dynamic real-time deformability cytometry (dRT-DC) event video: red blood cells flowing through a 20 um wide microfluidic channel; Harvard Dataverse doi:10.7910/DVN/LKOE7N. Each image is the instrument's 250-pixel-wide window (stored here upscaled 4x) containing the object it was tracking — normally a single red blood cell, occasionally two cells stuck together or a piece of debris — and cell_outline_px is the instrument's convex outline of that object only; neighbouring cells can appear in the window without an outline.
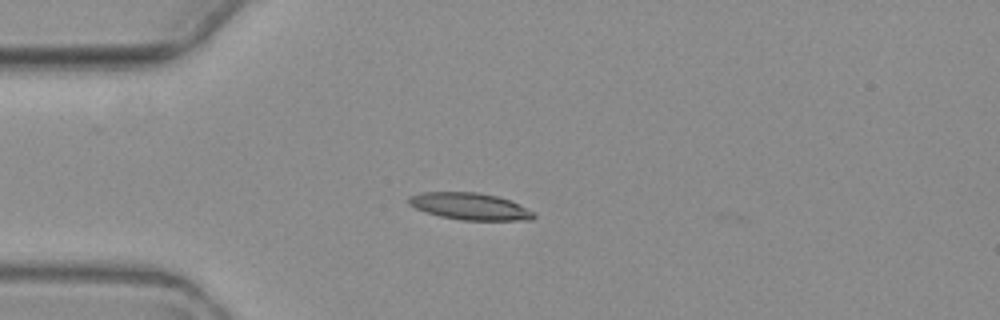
{"species": "common noctule bat (a hibernating species)", "species_latin": "Nyctalus noctula", "temperature_condition": "warm", "stored_images_in_passage": 6, "camera_frame_rate_fps": 3000, "um_per_image_px": 0.085, "animal": {"sex": "female", "body_mass_g": 19.3, "forearm_length_mm": 54.1}, "frame": {"image": 1, "passage_image": 1, "time_ms": 0.0, "image_size_px": [1000, 320], "cell_outline_px": [[536, 216], [532, 220], [460, 220], [440, 216], [424, 212], [408, 204], [408, 196], [424, 192], [476, 192], [496, 196], [508, 200], [536, 212]], "centroid_in_image_um": [39.93, 17.55], "position_along_channel_um": 45.1, "area_um2": 19.59}}
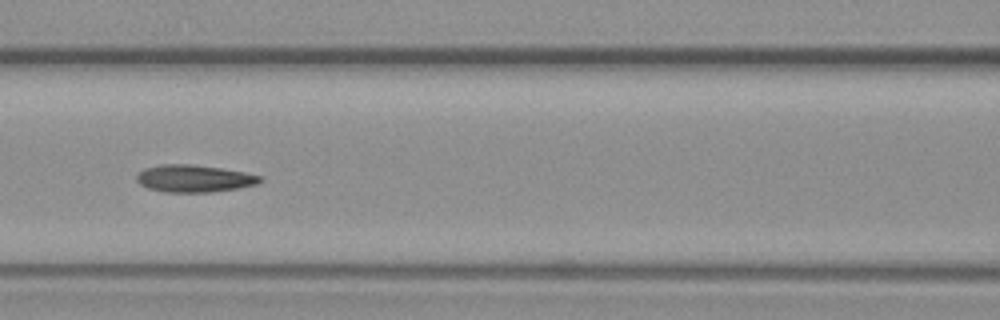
{"frame": {"image": 2, "passage_image": 4, "time_ms": 3.333, "image_size_px": [1000, 320], "cell_outline_px": [[264, 180], [256, 184], [240, 188], [212, 192], [164, 192], [148, 188], [140, 184], [136, 180], [136, 176], [144, 168], [160, 164], [192, 164], [220, 168], [244, 172], [264, 176]], "centroid_in_image_um": [16.52, 15.17], "position_along_channel_um": 150.1, "area_um2": 19.77}}
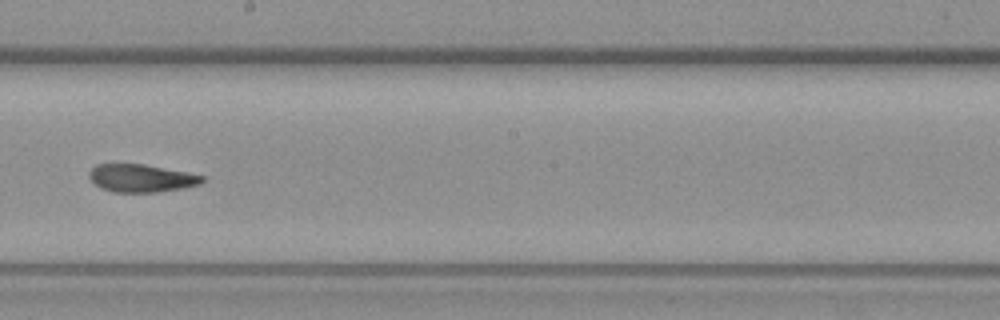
{"frame": {"image": 3, "passage_image": 6, "time_ms": 5.667, "image_size_px": [1000, 320], "cell_outline_px": [[204, 180], [200, 184], [184, 188], [156, 192], [112, 192], [100, 188], [88, 176], [88, 172], [96, 164], [144, 164], [204, 176]], "centroid_in_image_um": [11.98, 15.15], "position_along_channel_um": 236.2, "area_um2": 18.21}}